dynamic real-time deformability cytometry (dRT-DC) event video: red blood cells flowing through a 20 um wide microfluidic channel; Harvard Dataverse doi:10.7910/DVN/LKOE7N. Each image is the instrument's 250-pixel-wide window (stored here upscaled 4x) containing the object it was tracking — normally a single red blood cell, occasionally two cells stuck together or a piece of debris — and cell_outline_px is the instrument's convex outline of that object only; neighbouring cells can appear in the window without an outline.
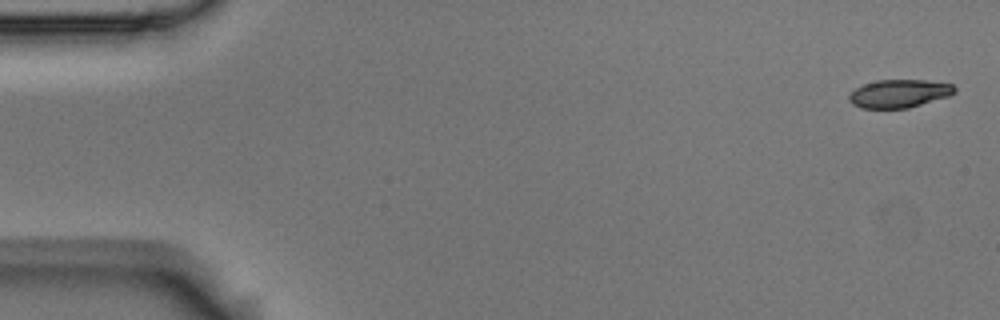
{"species": "Egyptian fruit bat (a non-hibernating species)", "species_latin": "Rousettus aegyptiacus", "temperature_condition": "room temperature", "stored_images_in_passage": 5, "camera_frame_rate_fps": 3000, "um_per_image_px": 0.085, "animal": {"sex": "male"}, "frame": {"image": 1, "passage_image": 1, "time_ms": 0.0, "image_size_px": [1000, 320], "cell_outline_px": [[956, 92], [948, 96], [908, 108], [860, 108], [852, 104], [848, 100], [848, 92], [864, 84], [876, 80], [928, 80], [952, 84], [956, 88]], "centroid_in_image_um": [76.39, 7.95], "position_along_channel_um": 8.6, "area_um2": 17.4}}
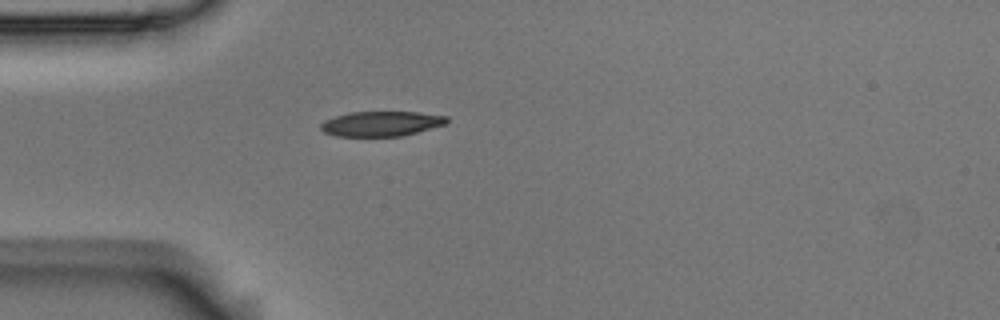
{"frame": {"image": 2, "passage_image": 5, "time_ms": 1.333, "image_size_px": [1000, 320], "cell_outline_px": [[448, 124], [400, 136], [336, 136], [324, 132], [320, 128], [320, 124], [324, 120], [348, 112], [420, 112], [448, 116]], "centroid_in_image_um": [32.42, 10.51], "position_along_channel_um": 52.6, "area_um2": 18.38}}